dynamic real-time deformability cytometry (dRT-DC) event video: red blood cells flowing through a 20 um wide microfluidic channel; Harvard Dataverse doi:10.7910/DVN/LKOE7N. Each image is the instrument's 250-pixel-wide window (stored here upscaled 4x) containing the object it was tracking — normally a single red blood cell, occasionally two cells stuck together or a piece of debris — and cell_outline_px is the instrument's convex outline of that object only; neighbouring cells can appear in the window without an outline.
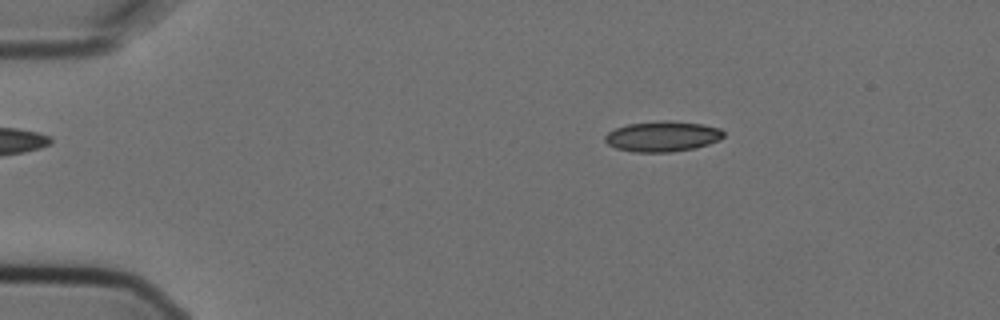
{"species": "Egyptian fruit bat (a non-hibernating species)", "species_latin": "Rousettus aegyptiacus", "temperature_condition": "cold", "stored_images_in_passage": 4, "camera_frame_rate_fps": 3000, "um_per_image_px": 0.085, "animal": {"sex": "female"}, "frame": {"image": 1, "passage_image": 2, "time_ms": 0.333, "image_size_px": [1000, 320], "cell_outline_px": [[724, 136], [720, 140], [708, 144], [692, 148], [672, 152], [632, 152], [616, 148], [608, 144], [604, 140], [604, 136], [608, 132], [616, 128], [628, 124], [664, 120], [704, 124], [720, 128], [724, 132]], "centroid_in_image_um": [56.31, 11.59], "position_along_channel_um": 28.7, "area_um2": 21.04}}